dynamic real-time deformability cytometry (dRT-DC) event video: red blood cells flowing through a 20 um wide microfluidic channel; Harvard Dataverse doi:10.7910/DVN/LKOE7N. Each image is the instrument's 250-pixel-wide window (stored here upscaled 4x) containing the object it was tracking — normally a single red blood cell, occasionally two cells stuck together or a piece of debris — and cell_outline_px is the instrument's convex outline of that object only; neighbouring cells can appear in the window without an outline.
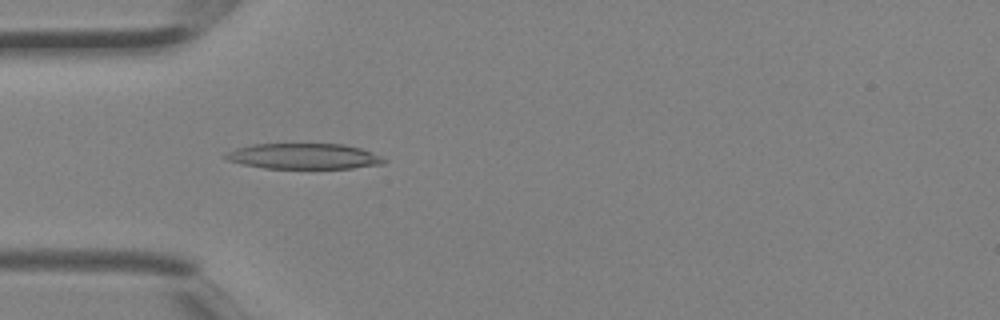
{"species": "Egyptian fruit bat (a non-hibernating species)", "species_latin": "Rousettus aegyptiacus", "temperature_condition": "room temperature", "stored_images_in_passage": 2, "camera_frame_rate_fps": 3000, "um_per_image_px": 0.085, "animal": {"sex": "female"}, "frame": {"image": 1, "passage_image": 2, "time_ms": 0.333, "image_size_px": [1000, 320], "cell_outline_px": [[388, 160], [384, 164], [352, 168], [264, 168], [244, 164], [228, 160], [220, 156], [236, 148], [252, 144], [344, 144], [360, 148], [380, 156]], "centroid_in_image_um": [25.82, 13.28], "position_along_channel_um": 59.2, "area_um2": 23.58}}